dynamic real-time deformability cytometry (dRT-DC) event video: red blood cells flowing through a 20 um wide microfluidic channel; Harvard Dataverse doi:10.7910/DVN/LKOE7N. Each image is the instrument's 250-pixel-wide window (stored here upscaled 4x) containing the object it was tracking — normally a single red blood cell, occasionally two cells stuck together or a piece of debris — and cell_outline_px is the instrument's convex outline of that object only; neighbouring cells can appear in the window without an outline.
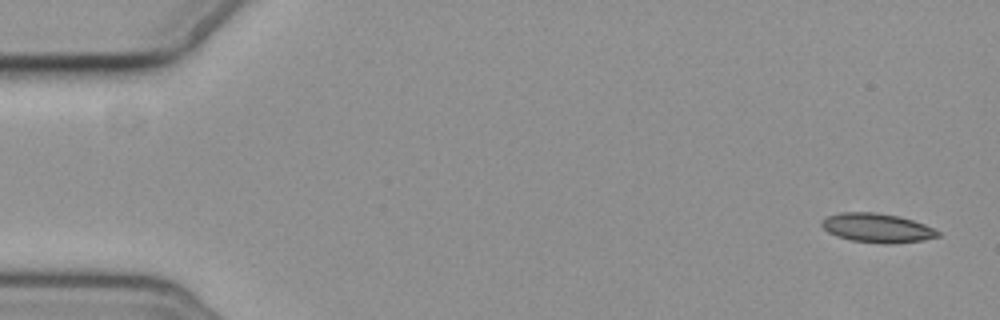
{"species": "common noctule bat (a hibernating species)", "species_latin": "Nyctalus noctula", "temperature_condition": "cold", "stored_images_in_passage": 6, "camera_frame_rate_fps": 3000, "um_per_image_px": 0.085, "animal": {"sex": "female", "body_mass_g": 19.3, "forearm_length_mm": 54.1}, "frame": {"image": 1, "passage_image": 1, "time_ms": 0.0, "image_size_px": [1000, 320], "cell_outline_px": [[940, 236], [920, 240], [888, 244], [852, 240], [828, 232], [820, 224], [820, 220], [828, 216], [840, 212], [876, 212], [896, 216], [912, 220], [924, 224], [940, 232]], "centroid_in_image_um": [74.53, 19.36], "position_along_channel_um": 10.5, "area_um2": 19.36}}